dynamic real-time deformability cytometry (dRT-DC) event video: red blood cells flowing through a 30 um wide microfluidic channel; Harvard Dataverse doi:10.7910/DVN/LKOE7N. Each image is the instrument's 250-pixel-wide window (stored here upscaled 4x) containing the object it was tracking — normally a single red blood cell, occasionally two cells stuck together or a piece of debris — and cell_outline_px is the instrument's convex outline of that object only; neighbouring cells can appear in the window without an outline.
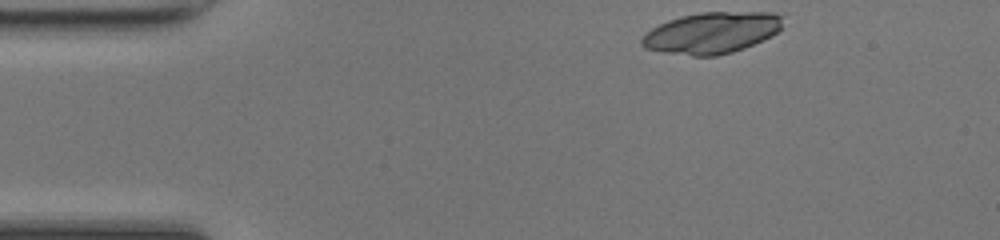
{"species": "common noctule bat (a hibernating species)", "species_latin": "Nyctalus noctula", "temperature_condition": "room temperature", "stored_images_in_passage": 42, "camera_frame_rate_fps": 3000, "um_per_image_px": 0.085, "animal": {"sex": "female", "body_mass_g": 17.0, "forearm_length_mm": 48.0}, "frame": {"image": 1, "passage_image": 1, "time_ms": 0.0, "image_size_px": [1000, 240], "cell_outline_px": [[780, 28], [776, 32], [744, 48], [732, 52], [716, 56], [692, 56], [660, 52], [644, 48], [640, 44], [640, 40], [652, 28], [668, 20], [684, 16], [704, 12], [772, 12], [780, 16]], "centroid_in_image_um": [60.43, 2.8], "position_along_channel_um": 24.6, "area_um2": 33.47}}